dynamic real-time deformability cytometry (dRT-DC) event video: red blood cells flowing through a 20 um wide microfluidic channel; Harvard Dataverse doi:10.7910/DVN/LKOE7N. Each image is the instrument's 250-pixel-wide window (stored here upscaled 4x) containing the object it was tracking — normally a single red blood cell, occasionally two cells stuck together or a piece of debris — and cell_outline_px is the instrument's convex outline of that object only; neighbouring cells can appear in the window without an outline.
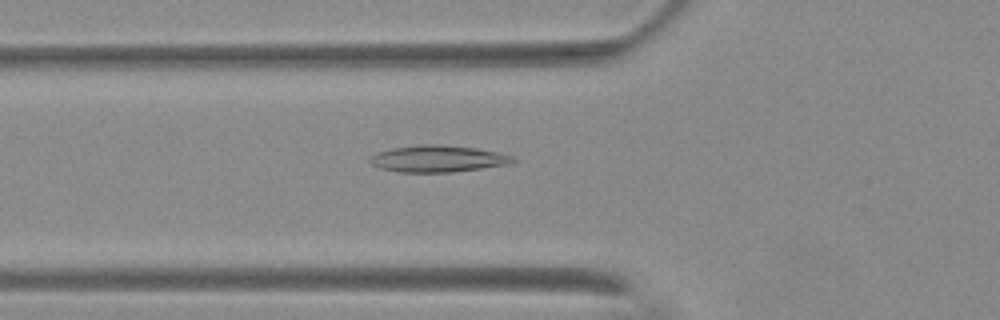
{"species": "Egyptian fruit bat (a non-hibernating species)", "species_latin": "Rousettus aegyptiacus", "temperature_condition": "warm", "stored_images_in_passage": 53, "camera_frame_rate_fps": 3000, "um_per_image_px": 0.085, "animal": {"sex": "female"}, "frame": {"image": 1, "passage_image": 18, "time_ms": 5.667, "image_size_px": [1000, 320], "cell_outline_px": [[516, 160], [508, 164], [452, 172], [396, 172], [380, 168], [372, 164], [368, 160], [372, 156], [380, 152], [392, 148], [420, 144], [440, 144], [476, 148], [516, 156]], "centroid_in_image_um": [37.22, 13.49], "position_along_channel_um": 88.6, "area_um2": 22.14}}
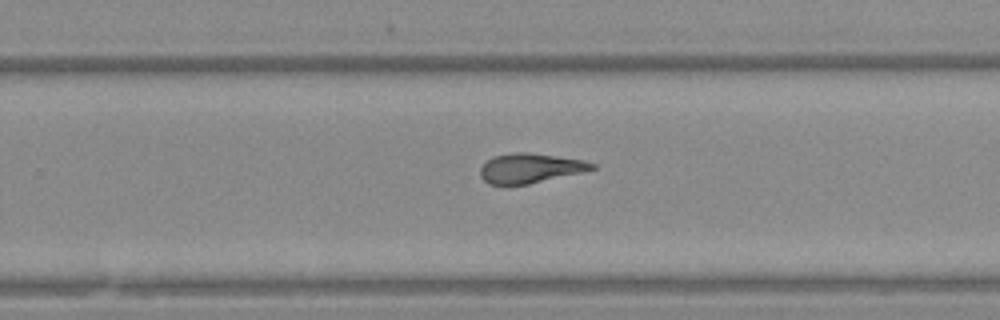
{"frame": {"image": 2, "passage_image": 34, "time_ms": 11.0, "image_size_px": [1000, 320], "cell_outline_px": [[596, 168], [580, 172], [528, 184], [488, 184], [480, 176], [480, 168], [492, 156], [512, 152], [528, 152], [584, 160], [596, 164]], "centroid_in_image_um": [45.03, 14.28], "position_along_channel_um": 284.8, "area_um2": 19.07}}
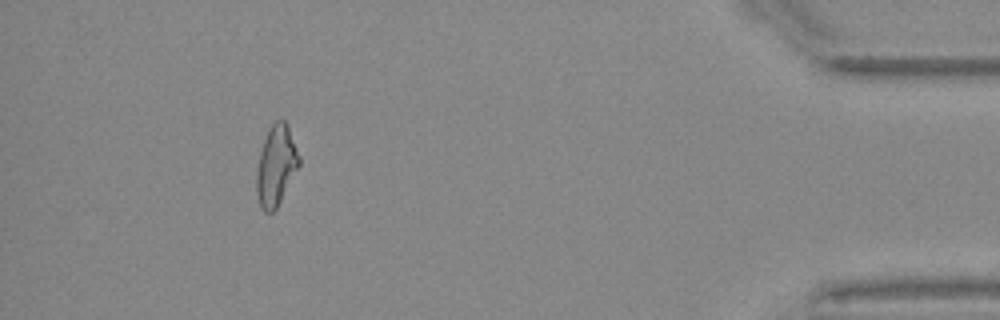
{"frame": {"image": 3, "passage_image": 49, "time_ms": 16.0, "image_size_px": [1000, 320], "cell_outline_px": [[300, 164], [276, 208], [272, 212], [264, 212], [260, 204], [256, 192], [256, 172], [260, 152], [268, 128], [276, 120], [284, 120], [288, 124], [300, 156]], "centroid_in_image_um": [23.47, 14.04], "position_along_channel_um": 411.7, "area_um2": 19.77}, "authors_computed_cell_mechanics": {"area_um2": 20.0566, "velocity_mm_per_s": 3.6723, "shape_relaxation_time_tau1_ms": 11.3309, "shape_relaxation_time_tau2_ms": 2.6886, "deformation_change_tau1": 0.2786, "deformation_change_tau2": 0.1017}}